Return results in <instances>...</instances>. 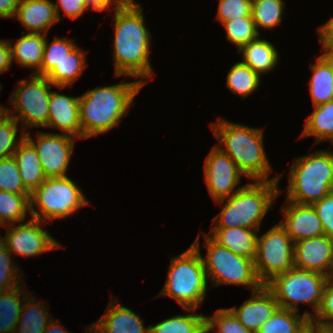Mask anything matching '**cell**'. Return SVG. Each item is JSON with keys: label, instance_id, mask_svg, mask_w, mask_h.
Returning a JSON list of instances; mask_svg holds the SVG:
<instances>
[{"label": "cell", "instance_id": "cell-13", "mask_svg": "<svg viewBox=\"0 0 333 333\" xmlns=\"http://www.w3.org/2000/svg\"><path fill=\"white\" fill-rule=\"evenodd\" d=\"M25 138L34 146L46 178L67 176L71 156L74 151L75 139L62 133L38 131L36 142L29 132Z\"/></svg>", "mask_w": 333, "mask_h": 333}, {"label": "cell", "instance_id": "cell-44", "mask_svg": "<svg viewBox=\"0 0 333 333\" xmlns=\"http://www.w3.org/2000/svg\"><path fill=\"white\" fill-rule=\"evenodd\" d=\"M54 6L56 8L59 21L61 19V8L65 15L73 20L78 19V17H80L83 12L89 8L85 0H58L57 3L54 2Z\"/></svg>", "mask_w": 333, "mask_h": 333}, {"label": "cell", "instance_id": "cell-40", "mask_svg": "<svg viewBox=\"0 0 333 333\" xmlns=\"http://www.w3.org/2000/svg\"><path fill=\"white\" fill-rule=\"evenodd\" d=\"M11 256L6 245L0 240V291L14 289L22 284L21 280L23 281L22 272L16 263L12 264Z\"/></svg>", "mask_w": 333, "mask_h": 333}, {"label": "cell", "instance_id": "cell-21", "mask_svg": "<svg viewBox=\"0 0 333 333\" xmlns=\"http://www.w3.org/2000/svg\"><path fill=\"white\" fill-rule=\"evenodd\" d=\"M256 229L231 227L211 228L209 236L219 245L228 248L235 254L253 259L257 248Z\"/></svg>", "mask_w": 333, "mask_h": 333}, {"label": "cell", "instance_id": "cell-46", "mask_svg": "<svg viewBox=\"0 0 333 333\" xmlns=\"http://www.w3.org/2000/svg\"><path fill=\"white\" fill-rule=\"evenodd\" d=\"M89 8H92L95 11L101 12L109 10L113 5V8L122 7L133 0H85Z\"/></svg>", "mask_w": 333, "mask_h": 333}, {"label": "cell", "instance_id": "cell-23", "mask_svg": "<svg viewBox=\"0 0 333 333\" xmlns=\"http://www.w3.org/2000/svg\"><path fill=\"white\" fill-rule=\"evenodd\" d=\"M13 157L17 162L24 187L32 193L46 179L36 149L24 138Z\"/></svg>", "mask_w": 333, "mask_h": 333}, {"label": "cell", "instance_id": "cell-47", "mask_svg": "<svg viewBox=\"0 0 333 333\" xmlns=\"http://www.w3.org/2000/svg\"><path fill=\"white\" fill-rule=\"evenodd\" d=\"M11 46L9 40L0 39V74L6 72L12 65Z\"/></svg>", "mask_w": 333, "mask_h": 333}, {"label": "cell", "instance_id": "cell-42", "mask_svg": "<svg viewBox=\"0 0 333 333\" xmlns=\"http://www.w3.org/2000/svg\"><path fill=\"white\" fill-rule=\"evenodd\" d=\"M310 320L322 325H333V275L326 279L320 307Z\"/></svg>", "mask_w": 333, "mask_h": 333}, {"label": "cell", "instance_id": "cell-26", "mask_svg": "<svg viewBox=\"0 0 333 333\" xmlns=\"http://www.w3.org/2000/svg\"><path fill=\"white\" fill-rule=\"evenodd\" d=\"M84 52L76 46L45 77L57 88L69 87L81 76L87 66Z\"/></svg>", "mask_w": 333, "mask_h": 333}, {"label": "cell", "instance_id": "cell-32", "mask_svg": "<svg viewBox=\"0 0 333 333\" xmlns=\"http://www.w3.org/2000/svg\"><path fill=\"white\" fill-rule=\"evenodd\" d=\"M31 194H16L0 190V225L8 226L25 221L30 211Z\"/></svg>", "mask_w": 333, "mask_h": 333}, {"label": "cell", "instance_id": "cell-25", "mask_svg": "<svg viewBox=\"0 0 333 333\" xmlns=\"http://www.w3.org/2000/svg\"><path fill=\"white\" fill-rule=\"evenodd\" d=\"M238 53H242L243 61L241 62L259 75L273 70L279 60V54L274 45L258 37L242 46Z\"/></svg>", "mask_w": 333, "mask_h": 333}, {"label": "cell", "instance_id": "cell-48", "mask_svg": "<svg viewBox=\"0 0 333 333\" xmlns=\"http://www.w3.org/2000/svg\"><path fill=\"white\" fill-rule=\"evenodd\" d=\"M20 0H0V17L13 19Z\"/></svg>", "mask_w": 333, "mask_h": 333}, {"label": "cell", "instance_id": "cell-17", "mask_svg": "<svg viewBox=\"0 0 333 333\" xmlns=\"http://www.w3.org/2000/svg\"><path fill=\"white\" fill-rule=\"evenodd\" d=\"M251 292L253 297L247 299L239 308L230 307L229 309L244 327L257 333L262 324L279 308V304L266 285Z\"/></svg>", "mask_w": 333, "mask_h": 333}, {"label": "cell", "instance_id": "cell-33", "mask_svg": "<svg viewBox=\"0 0 333 333\" xmlns=\"http://www.w3.org/2000/svg\"><path fill=\"white\" fill-rule=\"evenodd\" d=\"M261 76L248 65L235 63L227 74L226 86L233 94L246 98L259 87Z\"/></svg>", "mask_w": 333, "mask_h": 333}, {"label": "cell", "instance_id": "cell-12", "mask_svg": "<svg viewBox=\"0 0 333 333\" xmlns=\"http://www.w3.org/2000/svg\"><path fill=\"white\" fill-rule=\"evenodd\" d=\"M43 221L30 218L25 224L18 223L17 226H6L4 237L0 234V240L6 245L11 254L25 257L39 256L47 251L62 247L54 237L45 229L43 230ZM42 225V226H41Z\"/></svg>", "mask_w": 333, "mask_h": 333}, {"label": "cell", "instance_id": "cell-37", "mask_svg": "<svg viewBox=\"0 0 333 333\" xmlns=\"http://www.w3.org/2000/svg\"><path fill=\"white\" fill-rule=\"evenodd\" d=\"M18 132V122L5 113L0 116V159L13 156L18 145L25 138V132H21L20 140L16 139Z\"/></svg>", "mask_w": 333, "mask_h": 333}, {"label": "cell", "instance_id": "cell-50", "mask_svg": "<svg viewBox=\"0 0 333 333\" xmlns=\"http://www.w3.org/2000/svg\"><path fill=\"white\" fill-rule=\"evenodd\" d=\"M43 333H72L67 329L65 330L64 326L59 324V322L55 319H51Z\"/></svg>", "mask_w": 333, "mask_h": 333}, {"label": "cell", "instance_id": "cell-38", "mask_svg": "<svg viewBox=\"0 0 333 333\" xmlns=\"http://www.w3.org/2000/svg\"><path fill=\"white\" fill-rule=\"evenodd\" d=\"M205 326L215 333H253L244 327L229 308H220L212 316H205Z\"/></svg>", "mask_w": 333, "mask_h": 333}, {"label": "cell", "instance_id": "cell-29", "mask_svg": "<svg viewBox=\"0 0 333 333\" xmlns=\"http://www.w3.org/2000/svg\"><path fill=\"white\" fill-rule=\"evenodd\" d=\"M307 118L300 137L313 136L316 143L327 140L333 145V100L315 106Z\"/></svg>", "mask_w": 333, "mask_h": 333}, {"label": "cell", "instance_id": "cell-39", "mask_svg": "<svg viewBox=\"0 0 333 333\" xmlns=\"http://www.w3.org/2000/svg\"><path fill=\"white\" fill-rule=\"evenodd\" d=\"M0 190L16 194H31L22 183L18 165L13 156L0 159Z\"/></svg>", "mask_w": 333, "mask_h": 333}, {"label": "cell", "instance_id": "cell-4", "mask_svg": "<svg viewBox=\"0 0 333 333\" xmlns=\"http://www.w3.org/2000/svg\"><path fill=\"white\" fill-rule=\"evenodd\" d=\"M279 180L253 181L243 185L231 197L216 201L224 205L220 213L213 218L211 228L241 227L260 230L267 211L282 190ZM215 224V225H214Z\"/></svg>", "mask_w": 333, "mask_h": 333}, {"label": "cell", "instance_id": "cell-11", "mask_svg": "<svg viewBox=\"0 0 333 333\" xmlns=\"http://www.w3.org/2000/svg\"><path fill=\"white\" fill-rule=\"evenodd\" d=\"M254 265L263 285L294 267V241L280 224L257 236Z\"/></svg>", "mask_w": 333, "mask_h": 333}, {"label": "cell", "instance_id": "cell-20", "mask_svg": "<svg viewBox=\"0 0 333 333\" xmlns=\"http://www.w3.org/2000/svg\"><path fill=\"white\" fill-rule=\"evenodd\" d=\"M13 19L19 20L30 33H48L59 22L54 2L50 0H20Z\"/></svg>", "mask_w": 333, "mask_h": 333}, {"label": "cell", "instance_id": "cell-1", "mask_svg": "<svg viewBox=\"0 0 333 333\" xmlns=\"http://www.w3.org/2000/svg\"><path fill=\"white\" fill-rule=\"evenodd\" d=\"M113 21L115 77L124 75L140 78L138 80L144 86L154 72L149 59L152 36L144 24L142 5L133 0L115 8Z\"/></svg>", "mask_w": 333, "mask_h": 333}, {"label": "cell", "instance_id": "cell-8", "mask_svg": "<svg viewBox=\"0 0 333 333\" xmlns=\"http://www.w3.org/2000/svg\"><path fill=\"white\" fill-rule=\"evenodd\" d=\"M204 237L207 255L202 260L207 279L212 281L213 286L242 285L254 291L263 285L257 277L253 259L219 245L207 233Z\"/></svg>", "mask_w": 333, "mask_h": 333}, {"label": "cell", "instance_id": "cell-16", "mask_svg": "<svg viewBox=\"0 0 333 333\" xmlns=\"http://www.w3.org/2000/svg\"><path fill=\"white\" fill-rule=\"evenodd\" d=\"M285 201L288 207H282L284 219L279 224L294 242L324 235L322 223L312 205Z\"/></svg>", "mask_w": 333, "mask_h": 333}, {"label": "cell", "instance_id": "cell-31", "mask_svg": "<svg viewBox=\"0 0 333 333\" xmlns=\"http://www.w3.org/2000/svg\"><path fill=\"white\" fill-rule=\"evenodd\" d=\"M188 315H176L156 325H149V333H202L205 327V316L197 314L196 309L183 308Z\"/></svg>", "mask_w": 333, "mask_h": 333}, {"label": "cell", "instance_id": "cell-52", "mask_svg": "<svg viewBox=\"0 0 333 333\" xmlns=\"http://www.w3.org/2000/svg\"><path fill=\"white\" fill-rule=\"evenodd\" d=\"M209 332H211V331L206 326L202 330V333H209Z\"/></svg>", "mask_w": 333, "mask_h": 333}, {"label": "cell", "instance_id": "cell-22", "mask_svg": "<svg viewBox=\"0 0 333 333\" xmlns=\"http://www.w3.org/2000/svg\"><path fill=\"white\" fill-rule=\"evenodd\" d=\"M21 35L23 36L15 44L12 45L10 41L12 62L15 59L20 66L35 69L32 74L41 76V63L47 35L30 32L25 34V31H22Z\"/></svg>", "mask_w": 333, "mask_h": 333}, {"label": "cell", "instance_id": "cell-35", "mask_svg": "<svg viewBox=\"0 0 333 333\" xmlns=\"http://www.w3.org/2000/svg\"><path fill=\"white\" fill-rule=\"evenodd\" d=\"M223 26L226 29L227 40L235 44L238 50L251 40L260 36L252 16L234 18L230 21H226Z\"/></svg>", "mask_w": 333, "mask_h": 333}, {"label": "cell", "instance_id": "cell-18", "mask_svg": "<svg viewBox=\"0 0 333 333\" xmlns=\"http://www.w3.org/2000/svg\"><path fill=\"white\" fill-rule=\"evenodd\" d=\"M85 333H149L141 317L128 307L112 300L103 316L92 326L86 327Z\"/></svg>", "mask_w": 333, "mask_h": 333}, {"label": "cell", "instance_id": "cell-10", "mask_svg": "<svg viewBox=\"0 0 333 333\" xmlns=\"http://www.w3.org/2000/svg\"><path fill=\"white\" fill-rule=\"evenodd\" d=\"M29 80V81H28ZM19 85L10 97L13 106L6 113L18 123L24 124L23 132L33 127H46L49 115V99L51 86H54L45 76L32 74L30 79L19 80ZM17 112V114L15 113Z\"/></svg>", "mask_w": 333, "mask_h": 333}, {"label": "cell", "instance_id": "cell-24", "mask_svg": "<svg viewBox=\"0 0 333 333\" xmlns=\"http://www.w3.org/2000/svg\"><path fill=\"white\" fill-rule=\"evenodd\" d=\"M310 68L313 72L309 83L313 107L333 100V56L322 53Z\"/></svg>", "mask_w": 333, "mask_h": 333}, {"label": "cell", "instance_id": "cell-27", "mask_svg": "<svg viewBox=\"0 0 333 333\" xmlns=\"http://www.w3.org/2000/svg\"><path fill=\"white\" fill-rule=\"evenodd\" d=\"M311 315L306 310L301 317L296 311L279 307L257 333H304Z\"/></svg>", "mask_w": 333, "mask_h": 333}, {"label": "cell", "instance_id": "cell-5", "mask_svg": "<svg viewBox=\"0 0 333 333\" xmlns=\"http://www.w3.org/2000/svg\"><path fill=\"white\" fill-rule=\"evenodd\" d=\"M207 280L198 234L185 252L171 258L165 285L157 297L170 296L182 308L198 309L207 294Z\"/></svg>", "mask_w": 333, "mask_h": 333}, {"label": "cell", "instance_id": "cell-6", "mask_svg": "<svg viewBox=\"0 0 333 333\" xmlns=\"http://www.w3.org/2000/svg\"><path fill=\"white\" fill-rule=\"evenodd\" d=\"M287 201L312 205L333 191V151L318 150L294 160Z\"/></svg>", "mask_w": 333, "mask_h": 333}, {"label": "cell", "instance_id": "cell-3", "mask_svg": "<svg viewBox=\"0 0 333 333\" xmlns=\"http://www.w3.org/2000/svg\"><path fill=\"white\" fill-rule=\"evenodd\" d=\"M211 130L220 143L217 147L231 158L243 176L253 181H271L281 178V176H275L268 179L272 167L263 145V129L218 118L215 123H212Z\"/></svg>", "mask_w": 333, "mask_h": 333}, {"label": "cell", "instance_id": "cell-19", "mask_svg": "<svg viewBox=\"0 0 333 333\" xmlns=\"http://www.w3.org/2000/svg\"><path fill=\"white\" fill-rule=\"evenodd\" d=\"M46 127L64 131L63 134L77 139L83 138L80 125L79 96H66L51 91Z\"/></svg>", "mask_w": 333, "mask_h": 333}, {"label": "cell", "instance_id": "cell-30", "mask_svg": "<svg viewBox=\"0 0 333 333\" xmlns=\"http://www.w3.org/2000/svg\"><path fill=\"white\" fill-rule=\"evenodd\" d=\"M47 306L28 295L23 303L15 333H43L52 319ZM50 317V318H49Z\"/></svg>", "mask_w": 333, "mask_h": 333}, {"label": "cell", "instance_id": "cell-28", "mask_svg": "<svg viewBox=\"0 0 333 333\" xmlns=\"http://www.w3.org/2000/svg\"><path fill=\"white\" fill-rule=\"evenodd\" d=\"M24 286L0 291V333H15L25 298L30 295ZM24 291V292H23ZM22 300V301H21Z\"/></svg>", "mask_w": 333, "mask_h": 333}, {"label": "cell", "instance_id": "cell-49", "mask_svg": "<svg viewBox=\"0 0 333 333\" xmlns=\"http://www.w3.org/2000/svg\"><path fill=\"white\" fill-rule=\"evenodd\" d=\"M305 331L307 333H333V325H322L309 320Z\"/></svg>", "mask_w": 333, "mask_h": 333}, {"label": "cell", "instance_id": "cell-7", "mask_svg": "<svg viewBox=\"0 0 333 333\" xmlns=\"http://www.w3.org/2000/svg\"><path fill=\"white\" fill-rule=\"evenodd\" d=\"M88 204L82 190L68 176L51 177L31 193L30 214L39 221H53L67 218Z\"/></svg>", "mask_w": 333, "mask_h": 333}, {"label": "cell", "instance_id": "cell-43", "mask_svg": "<svg viewBox=\"0 0 333 333\" xmlns=\"http://www.w3.org/2000/svg\"><path fill=\"white\" fill-rule=\"evenodd\" d=\"M312 206L322 223L324 235L333 239V191Z\"/></svg>", "mask_w": 333, "mask_h": 333}, {"label": "cell", "instance_id": "cell-14", "mask_svg": "<svg viewBox=\"0 0 333 333\" xmlns=\"http://www.w3.org/2000/svg\"><path fill=\"white\" fill-rule=\"evenodd\" d=\"M204 174L209 194L215 202L231 197L243 187L236 189L243 174L217 145L213 146L205 159Z\"/></svg>", "mask_w": 333, "mask_h": 333}, {"label": "cell", "instance_id": "cell-34", "mask_svg": "<svg viewBox=\"0 0 333 333\" xmlns=\"http://www.w3.org/2000/svg\"><path fill=\"white\" fill-rule=\"evenodd\" d=\"M284 7L282 0H257L252 3V19L259 34L258 28L273 29L282 22Z\"/></svg>", "mask_w": 333, "mask_h": 333}, {"label": "cell", "instance_id": "cell-45", "mask_svg": "<svg viewBox=\"0 0 333 333\" xmlns=\"http://www.w3.org/2000/svg\"><path fill=\"white\" fill-rule=\"evenodd\" d=\"M319 42L324 55L333 56V17L318 29Z\"/></svg>", "mask_w": 333, "mask_h": 333}, {"label": "cell", "instance_id": "cell-51", "mask_svg": "<svg viewBox=\"0 0 333 333\" xmlns=\"http://www.w3.org/2000/svg\"><path fill=\"white\" fill-rule=\"evenodd\" d=\"M1 85H0V92H1ZM6 109L4 106L0 105V116L4 115L6 113Z\"/></svg>", "mask_w": 333, "mask_h": 333}, {"label": "cell", "instance_id": "cell-15", "mask_svg": "<svg viewBox=\"0 0 333 333\" xmlns=\"http://www.w3.org/2000/svg\"><path fill=\"white\" fill-rule=\"evenodd\" d=\"M294 267L333 275V239L326 235L294 242Z\"/></svg>", "mask_w": 333, "mask_h": 333}, {"label": "cell", "instance_id": "cell-2", "mask_svg": "<svg viewBox=\"0 0 333 333\" xmlns=\"http://www.w3.org/2000/svg\"><path fill=\"white\" fill-rule=\"evenodd\" d=\"M142 88L139 80L128 81L96 87L79 96L83 138L107 133L118 126Z\"/></svg>", "mask_w": 333, "mask_h": 333}, {"label": "cell", "instance_id": "cell-36", "mask_svg": "<svg viewBox=\"0 0 333 333\" xmlns=\"http://www.w3.org/2000/svg\"><path fill=\"white\" fill-rule=\"evenodd\" d=\"M77 44L72 39L56 37L51 43L45 41L41 76H46Z\"/></svg>", "mask_w": 333, "mask_h": 333}, {"label": "cell", "instance_id": "cell-9", "mask_svg": "<svg viewBox=\"0 0 333 333\" xmlns=\"http://www.w3.org/2000/svg\"><path fill=\"white\" fill-rule=\"evenodd\" d=\"M327 278L319 272L293 267L275 276L266 286L274 294L280 308L298 312L299 304H311L313 317L320 307Z\"/></svg>", "mask_w": 333, "mask_h": 333}, {"label": "cell", "instance_id": "cell-41", "mask_svg": "<svg viewBox=\"0 0 333 333\" xmlns=\"http://www.w3.org/2000/svg\"><path fill=\"white\" fill-rule=\"evenodd\" d=\"M248 16H252V2L250 0H220L218 3L216 18L222 25L234 18Z\"/></svg>", "mask_w": 333, "mask_h": 333}]
</instances>
